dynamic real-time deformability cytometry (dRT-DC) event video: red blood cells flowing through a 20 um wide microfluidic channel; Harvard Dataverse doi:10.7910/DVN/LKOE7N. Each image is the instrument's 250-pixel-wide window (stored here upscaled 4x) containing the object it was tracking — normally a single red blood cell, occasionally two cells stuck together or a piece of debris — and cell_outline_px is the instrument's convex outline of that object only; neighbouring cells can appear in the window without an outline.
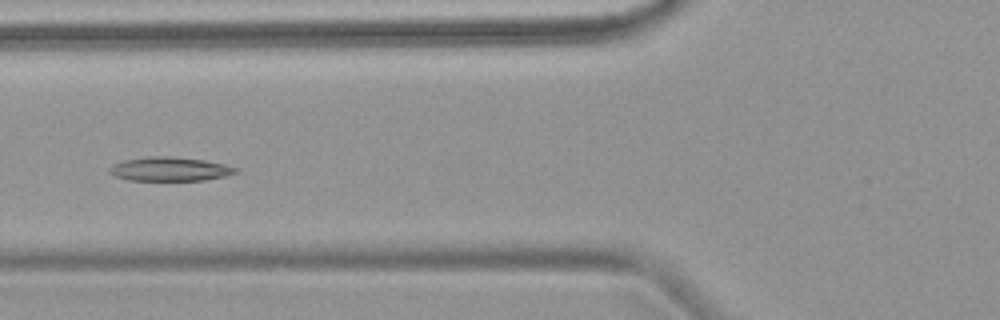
{"species": "common noctule bat (a hibernating species)", "species_latin": "Nyctalus noctula", "temperature_condition": "warm", "stored_images_in_passage": 7, "camera_frame_rate_fps": 3000, "um_per_image_px": 0.085, "animal": {"sex": "female", "body_mass_g": 18.4}, "frame": {"image": 1, "passage_image": 7, "time_ms": 7.0, "image_size_px": [1000, 320], "cell_outline_px": [[240, 168], [236, 172], [224, 176], [204, 180], [128, 180], [112, 176], [108, 172], [108, 168], [112, 164], [124, 160], [148, 156], [168, 156], [204, 160], [224, 164]], "centroid_in_image_um": [14.37, 14.37], "position_along_channel_um": 111.4, "area_um2": 17.69}}